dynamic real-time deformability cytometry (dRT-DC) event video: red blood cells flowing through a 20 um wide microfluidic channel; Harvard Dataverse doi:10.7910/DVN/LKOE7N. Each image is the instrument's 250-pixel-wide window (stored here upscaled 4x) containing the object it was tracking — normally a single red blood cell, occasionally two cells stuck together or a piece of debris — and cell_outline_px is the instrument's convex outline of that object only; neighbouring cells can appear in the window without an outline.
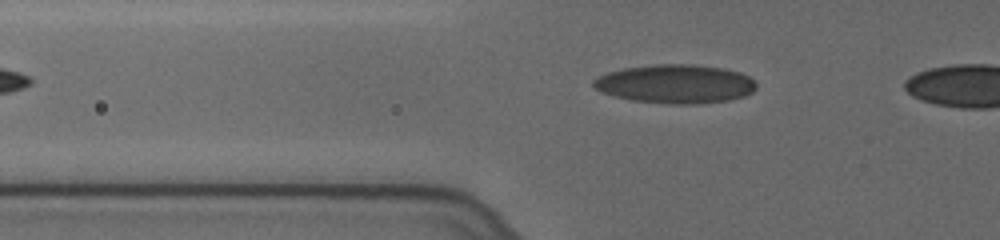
{"species": "human", "species_latin": "Homo sapiens", "temperature_condition": "cold", "stored_images_in_passage": 5, "camera_frame_rate_fps": 3000, "um_per_image_px": 0.085, "donor": {"sex": "female"}, "frame": {"image": 1, "passage_image": 4, "time_ms": 1.0, "image_size_px": [1000, 240], "cell_outline_px": [[756, 88], [752, 92], [744, 96], [728, 100], [696, 104], [672, 104], [632, 100], [600, 92], [592, 84], [592, 80], [608, 72], [624, 68], [656, 64], [692, 64], [724, 68], [740, 72], [748, 76], [756, 84]], "centroid_in_image_um": [57.41, 7.13], "position_along_channel_um": 68.4, "area_um2": 36.7}}